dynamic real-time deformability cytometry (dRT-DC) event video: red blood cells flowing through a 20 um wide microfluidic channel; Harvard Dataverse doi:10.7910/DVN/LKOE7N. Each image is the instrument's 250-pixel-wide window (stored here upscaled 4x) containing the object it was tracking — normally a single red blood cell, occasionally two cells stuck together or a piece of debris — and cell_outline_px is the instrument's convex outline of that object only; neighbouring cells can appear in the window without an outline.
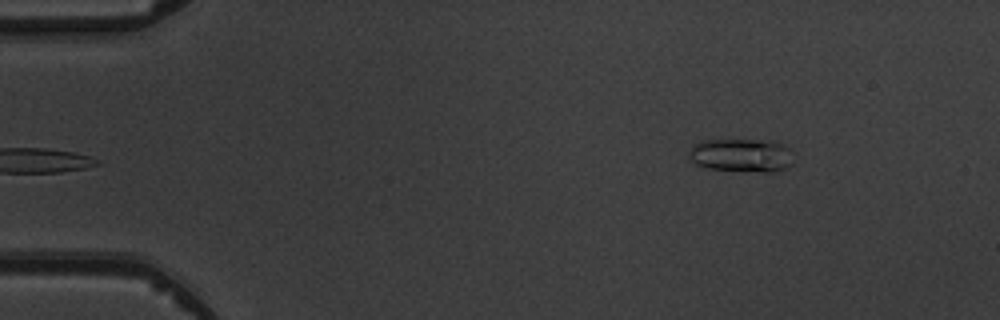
{"species": "common noctule bat (a hibernating species)", "species_latin": "Nyctalus noctula", "temperature_condition": "warm", "stored_images_in_passage": 3, "camera_frame_rate_fps": 3000, "um_per_image_px": 0.085, "animal": {"sex": "male", "body_mass_g": 19.5, "forearm_length_mm": 54.6}, "frame": {"image": 1, "passage_image": 3, "time_ms": 2.333, "image_size_px": [1000, 320], "cell_outline_px": [[792, 164], [780, 172], [764, 172], [708, 168], [696, 164], [688, 156], [688, 152], [692, 144], [704, 140], [776, 140], [784, 144], [792, 152]], "centroid_in_image_um": [63.06, 13.19], "position_along_channel_um": 21.9, "area_um2": 20.69}}